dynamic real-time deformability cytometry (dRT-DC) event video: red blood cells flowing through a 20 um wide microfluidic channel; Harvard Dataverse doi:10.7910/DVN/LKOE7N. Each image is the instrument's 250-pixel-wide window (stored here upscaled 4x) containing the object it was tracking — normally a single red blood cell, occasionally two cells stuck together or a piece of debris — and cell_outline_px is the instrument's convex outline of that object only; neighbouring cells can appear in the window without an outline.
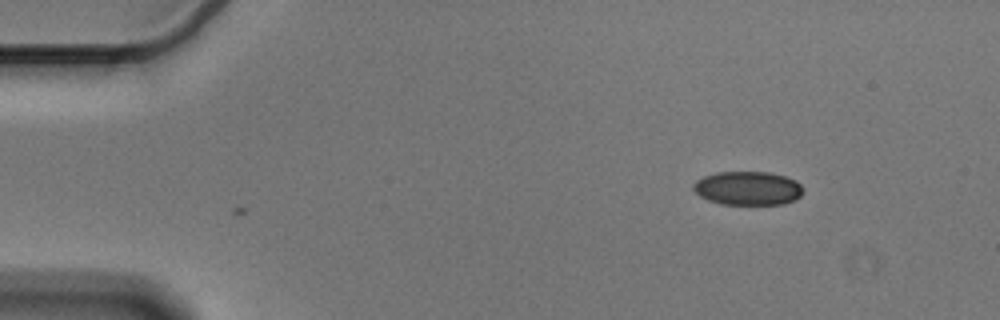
{"species": "Egyptian fruit bat (a non-hibernating species)", "species_latin": "Rousettus aegyptiacus", "temperature_condition": "cold", "stored_images_in_passage": 3, "camera_frame_rate_fps": 3000, "um_per_image_px": 0.085, "animal": {"sex": "male"}, "frame": {"image": 1, "passage_image": 3, "time_ms": 0.667, "image_size_px": [1000, 320], "cell_outline_px": [[804, 188], [800, 196], [796, 200], [784, 204], [720, 204], [708, 200], [700, 196], [692, 188], [692, 184], [696, 180], [704, 176], [716, 172], [772, 172], [796, 180]], "centroid_in_image_um": [63.57, 16.0], "position_along_channel_um": 21.4, "area_um2": 21.79}}